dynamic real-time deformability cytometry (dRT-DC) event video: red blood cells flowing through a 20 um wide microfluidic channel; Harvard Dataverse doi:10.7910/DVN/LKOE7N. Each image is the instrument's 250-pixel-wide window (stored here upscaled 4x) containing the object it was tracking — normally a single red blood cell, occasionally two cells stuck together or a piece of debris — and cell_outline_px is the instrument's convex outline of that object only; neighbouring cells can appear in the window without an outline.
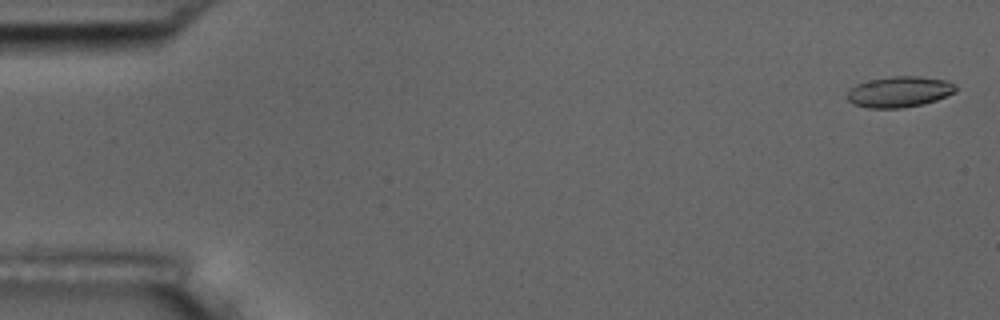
{"species": "common noctule bat (a hibernating species)", "species_latin": "Nyctalus noctula", "temperature_condition": "room temperature", "stored_images_in_passage": 42, "camera_frame_rate_fps": 3000, "um_per_image_px": 0.085, "animal": {"sex": "male", "body_mass_g": 17.5, "forearm_length_mm": 52.3}, "frame": {"image": 1, "passage_image": 2, "time_ms": 0.333, "image_size_px": [1000, 320], "cell_outline_px": [[956, 92], [936, 100], [924, 104], [900, 108], [868, 108], [852, 104], [848, 100], [848, 92], [856, 84], [872, 80], [892, 76], [920, 76], [944, 80], [956, 84]], "centroid_in_image_um": [76.46, 7.81], "position_along_channel_um": 8.5, "area_um2": 19.42}}